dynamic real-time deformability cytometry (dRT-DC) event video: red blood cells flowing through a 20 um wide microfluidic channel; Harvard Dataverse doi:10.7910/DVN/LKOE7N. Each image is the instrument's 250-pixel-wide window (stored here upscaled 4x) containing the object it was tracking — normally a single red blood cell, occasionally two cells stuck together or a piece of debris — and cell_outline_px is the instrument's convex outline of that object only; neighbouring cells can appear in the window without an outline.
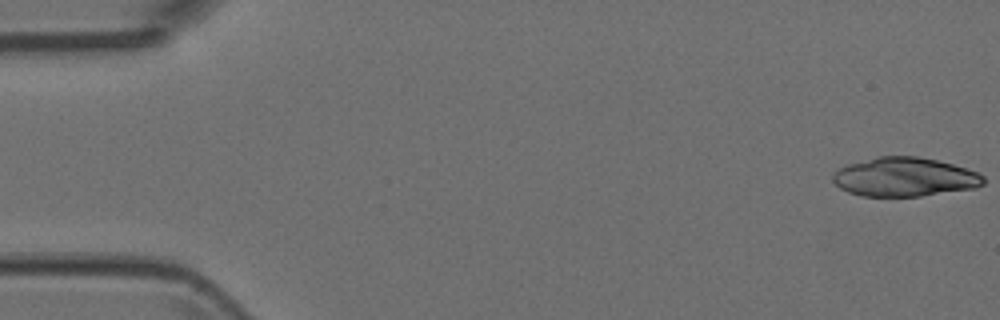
{"species": "Egyptian fruit bat (a non-hibernating species)", "species_latin": "Rousettus aegyptiacus", "temperature_condition": "room temperature", "stored_images_in_passage": 7, "camera_frame_rate_fps": 3000, "um_per_image_px": 0.085, "animal": {"sex": "female"}, "frame": {"image": 1, "passage_image": 1, "time_ms": 0.0, "image_size_px": [1000, 320], "cell_outline_px": [[984, 184], [976, 188], [920, 196], [860, 196], [848, 192], [840, 188], [832, 180], [832, 172], [848, 164], [876, 156], [916, 156], [936, 160], [952, 164], [976, 172], [984, 176]], "centroid_in_image_um": [76.86, 15.05], "position_along_channel_um": 8.1, "area_um2": 34.22}}
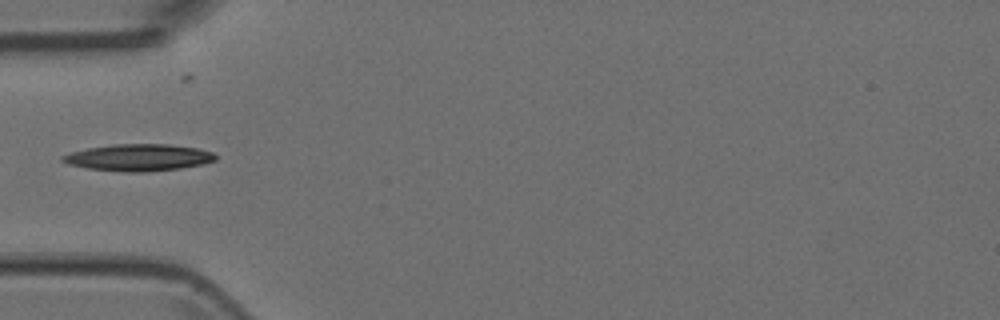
{"frame": {"image": 2, "passage_image": 5, "time_ms": 1.333, "image_size_px": [1000, 320], "cell_outline_px": [[216, 160], [204, 164], [180, 168], [144, 172], [124, 172], [88, 168], [68, 164], [60, 160], [60, 156], [72, 152], [88, 148], [112, 144], [168, 144], [196, 148], [212, 152], [216, 156]], "centroid_in_image_um": [11.76, 13.39], "position_along_channel_um": 73.2, "area_um2": 23.87}}